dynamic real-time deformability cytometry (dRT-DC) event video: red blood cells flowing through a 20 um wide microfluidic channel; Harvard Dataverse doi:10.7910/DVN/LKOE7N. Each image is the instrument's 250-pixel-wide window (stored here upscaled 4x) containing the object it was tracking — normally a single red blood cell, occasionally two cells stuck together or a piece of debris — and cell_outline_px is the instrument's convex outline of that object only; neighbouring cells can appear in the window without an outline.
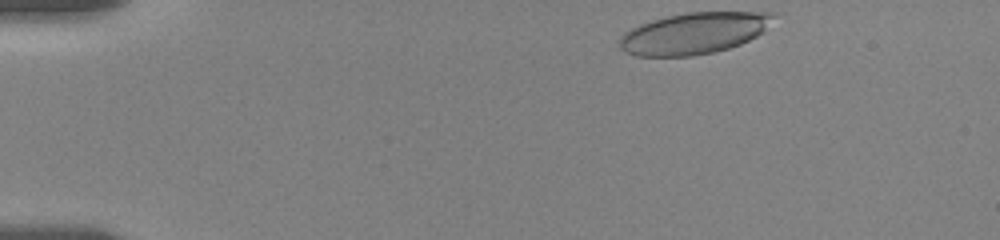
{"species": "human", "species_latin": "Homo sapiens", "temperature_condition": "room temperature", "stored_images_in_passage": 4, "camera_frame_rate_fps": 3000, "um_per_image_px": 0.085, "donor": {"sex": "female"}, "frame": {"image": 1, "passage_image": 1, "time_ms": 0.0, "image_size_px": [1000, 240], "cell_outline_px": [[776, 16], [756, 36], [740, 44], [728, 48], [712, 52], [692, 56], [636, 56], [624, 52], [620, 48], [620, 36], [624, 32], [640, 24], [652, 20], [684, 12], [772, 12]], "centroid_in_image_um": [58.93, 2.83], "position_along_channel_um": 26.1, "area_um2": 36.88}}
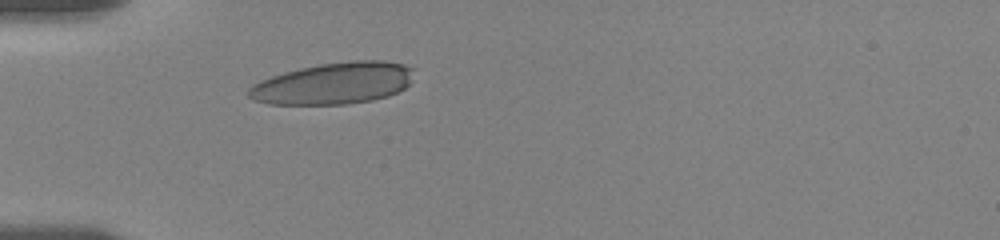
{"frame": {"image": 2, "passage_image": 4, "time_ms": 3.0, "image_size_px": [1000, 240], "cell_outline_px": [[412, 68], [408, 84], [404, 88], [388, 96], [372, 100], [344, 104], [268, 104], [252, 100], [248, 96], [248, 88], [252, 84], [260, 80], [284, 72], [300, 68], [320, 64], [352, 60], [384, 60], [404, 64]], "centroid_in_image_um": [28.3, 7.08], "position_along_channel_um": 56.7, "area_um2": 40.0}}